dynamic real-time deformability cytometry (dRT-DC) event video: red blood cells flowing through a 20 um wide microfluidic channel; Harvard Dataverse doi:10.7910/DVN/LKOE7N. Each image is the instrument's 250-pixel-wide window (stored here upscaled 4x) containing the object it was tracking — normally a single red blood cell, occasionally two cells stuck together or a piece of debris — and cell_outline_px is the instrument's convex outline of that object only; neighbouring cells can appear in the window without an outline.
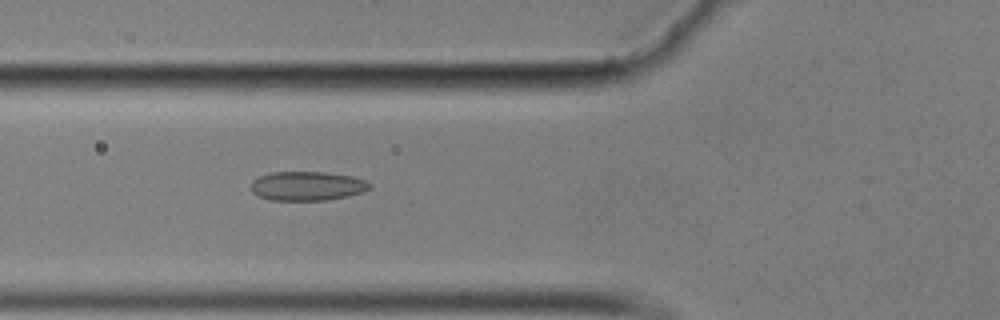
{"species": "common noctule bat (a hibernating species)", "species_latin": "Nyctalus noctula", "temperature_condition": "cold", "stored_images_in_passage": 56, "camera_frame_rate_fps": 3000, "um_per_image_px": 0.085, "animal": {"sex": "male", "body_mass_g": 17.9}, "frame": {"image": 1, "passage_image": 20, "time_ms": 6.333, "image_size_px": [1000, 320], "cell_outline_px": [[372, 188], [364, 192], [348, 196], [324, 200], [272, 200], [260, 196], [252, 192], [252, 180], [260, 176], [272, 172], [324, 172], [352, 176], [364, 180], [372, 184]], "centroid_in_image_um": [26.15, 15.81], "position_along_channel_um": 99.6, "area_um2": 20.11}}
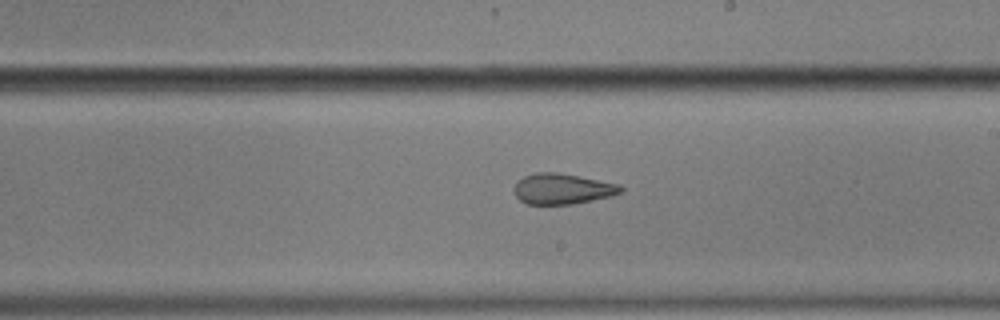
{"frame": {"image": 2, "passage_image": 32, "time_ms": 10.333, "image_size_px": [1000, 320], "cell_outline_px": [[624, 192], [612, 196], [572, 204], [528, 204], [520, 200], [516, 196], [512, 188], [516, 180], [524, 176], [536, 172], [556, 172], [620, 184], [624, 188]], "centroid_in_image_um": [47.79, 16.05], "position_along_channel_um": 241.2, "area_um2": 19.19}}
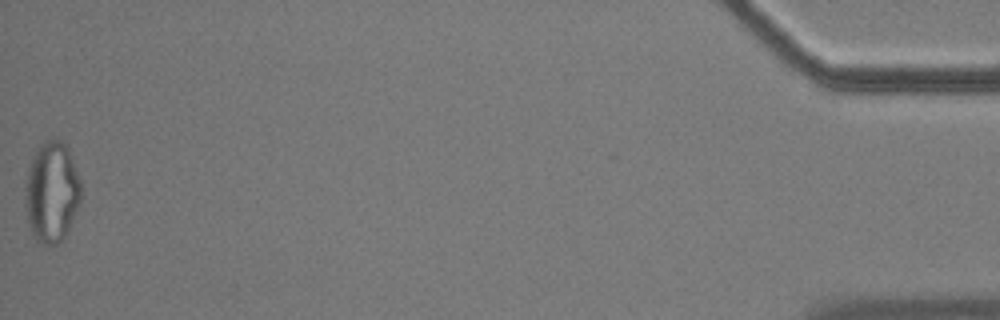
{"frame": {"image": 3, "passage_image": 56, "time_ms": 18.333, "image_size_px": [1000, 320], "cell_outline_px": [[80, 200], [68, 228], [64, 236], [56, 244], [40, 244], [36, 240], [28, 224], [24, 204], [24, 184], [28, 168], [40, 144], [56, 136], [68, 144], [80, 180]], "centroid_in_image_um": [4.37, 16.27], "position_along_channel_um": 430.8, "area_um2": 32.95}, "authors_computed_cell_mechanics": {"area_um2": 21.0103, "velocity_mm_per_s": 3.5344, "shape_relaxation_time_tau1_ms": null, "shape_relaxation_time_tau2_ms": 2.8114, "deformation_change_tau1": null, "deformation_change_tau2": 0.0893}}